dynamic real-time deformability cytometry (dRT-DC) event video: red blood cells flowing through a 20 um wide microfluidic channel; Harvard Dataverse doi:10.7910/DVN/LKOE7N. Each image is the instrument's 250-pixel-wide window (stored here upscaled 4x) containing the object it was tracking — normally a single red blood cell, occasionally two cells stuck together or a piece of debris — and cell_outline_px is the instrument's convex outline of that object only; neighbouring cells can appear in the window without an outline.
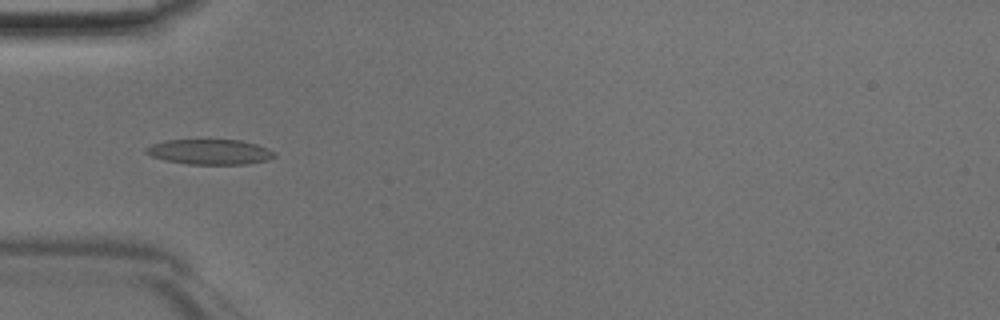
{"species": "Egyptian fruit bat (a non-hibernating species)", "species_latin": "Rousettus aegyptiacus", "temperature_condition": "room temperature", "stored_images_in_passage": 44, "camera_frame_rate_fps": 3000, "um_per_image_px": 0.085, "animal": {"sex": "male"}, "frame": {"image": 1, "passage_image": 12, "time_ms": 3.667, "image_size_px": [1000, 320], "cell_outline_px": [[276, 156], [268, 160], [248, 164], [188, 164], [164, 160], [152, 156], [144, 152], [144, 148], [152, 144], [164, 140], [240, 140], [256, 144], [268, 148], [276, 152]], "centroid_in_image_um": [17.84, 12.91], "position_along_channel_um": 67.2, "area_um2": 18.96}}
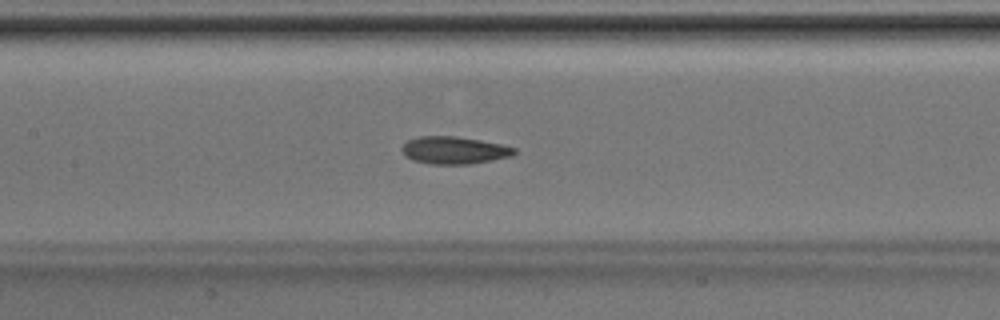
{"frame": {"image": 2, "passage_image": 19, "time_ms": 6.0, "image_size_px": [1000, 320], "cell_outline_px": [[516, 152], [512, 156], [492, 160], [468, 164], [428, 164], [412, 160], [400, 148], [408, 140], [420, 136], [456, 136], [480, 140], [500, 144], [516, 148]], "centroid_in_image_um": [38.61, 12.77], "position_along_channel_um": 168.8, "area_um2": 17.86}}
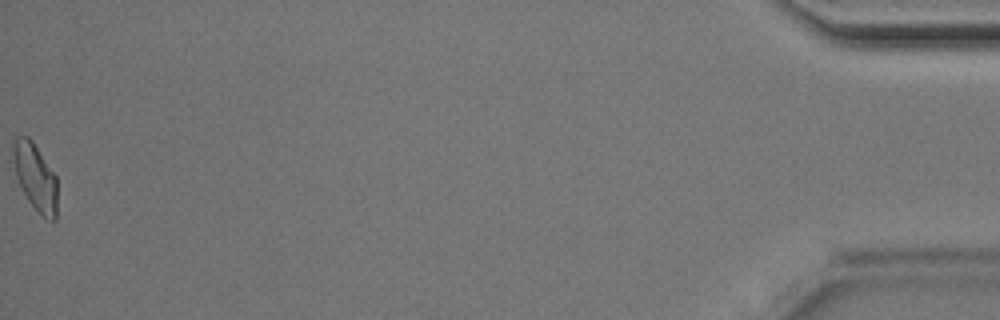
{"frame": {"image": 3, "passage_image": 44, "time_ms": 14.333, "image_size_px": [1000, 320], "cell_outline_px": [[56, 220], [52, 220], [44, 216], [28, 200], [16, 176], [12, 152], [12, 140], [20, 136], [28, 136], [32, 140], [56, 176]], "centroid_in_image_um": [2.98, 14.98], "position_along_channel_um": 432.2, "area_um2": 16.82}}